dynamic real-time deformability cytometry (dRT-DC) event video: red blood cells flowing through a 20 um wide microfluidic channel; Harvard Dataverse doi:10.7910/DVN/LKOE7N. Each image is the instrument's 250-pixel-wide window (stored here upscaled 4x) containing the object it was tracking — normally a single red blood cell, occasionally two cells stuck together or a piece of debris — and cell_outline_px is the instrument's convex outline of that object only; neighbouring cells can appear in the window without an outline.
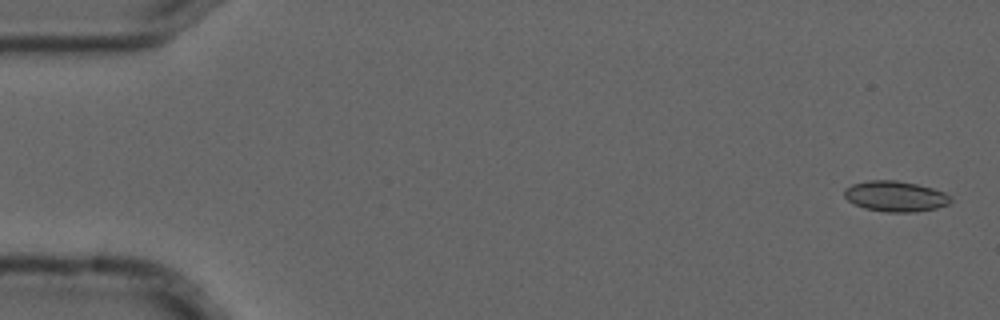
{"species": "common noctule bat (a hibernating species)", "species_latin": "Nyctalus noctula", "temperature_condition": "cold", "stored_images_in_passage": 5, "camera_frame_rate_fps": 3000, "um_per_image_px": 0.085, "animal": {"sex": "male", "forearm_length_mm": 52.5}, "frame": {"image": 1, "passage_image": 1, "time_ms": 0.0, "image_size_px": [1000, 320], "cell_outline_px": [[952, 200], [948, 204], [936, 208], [916, 212], [884, 212], [864, 208], [848, 200], [844, 196], [844, 188], [852, 184], [868, 180], [896, 180], [916, 184], [932, 188], [944, 192]], "centroid_in_image_um": [76.08, 16.68], "position_along_channel_um": 8.9, "area_um2": 18.9}}
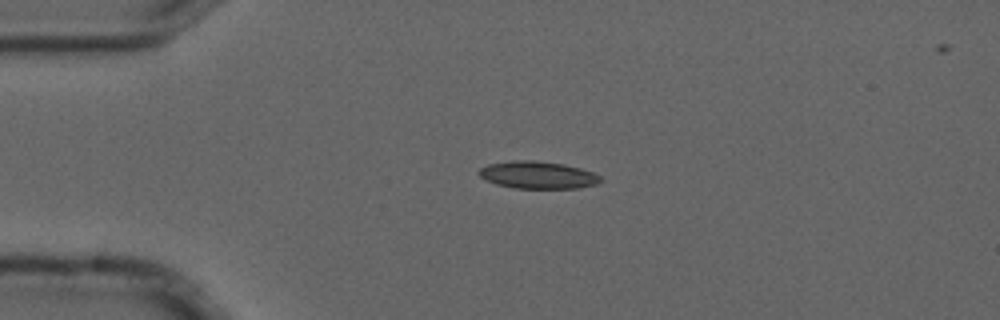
{"frame": {"image": 2, "passage_image": 4, "time_ms": 1.0, "image_size_px": [1000, 320], "cell_outline_px": [[604, 180], [596, 184], [580, 188], [512, 188], [496, 184], [480, 176], [476, 172], [480, 168], [488, 164], [512, 160], [532, 160], [564, 164], [580, 168], [592, 172], [600, 176]], "centroid_in_image_um": [45.71, 14.87], "position_along_channel_um": 39.3, "area_um2": 19.42}}